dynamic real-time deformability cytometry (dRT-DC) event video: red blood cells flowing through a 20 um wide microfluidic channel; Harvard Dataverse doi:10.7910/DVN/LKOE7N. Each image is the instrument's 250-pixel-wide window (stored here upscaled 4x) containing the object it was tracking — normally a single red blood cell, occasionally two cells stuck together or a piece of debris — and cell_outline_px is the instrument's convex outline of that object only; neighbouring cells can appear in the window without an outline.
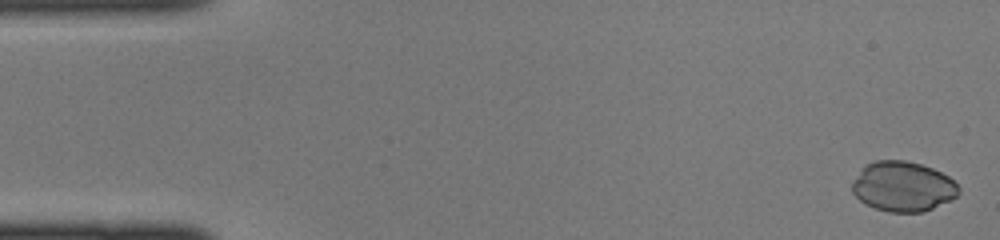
{"species": "common noctule bat (a hibernating species)", "species_latin": "Nyctalus noctula", "temperature_condition": "cold", "stored_images_in_passage": 44, "camera_frame_rate_fps": 3000, "um_per_image_px": 0.085, "animal": {"sex": "female", "body_mass_g": 22.0, "forearm_length_mm": 56.7}, "frame": {"image": 1, "passage_image": 1, "time_ms": 0.0, "image_size_px": [1000, 240], "cell_outline_px": [[960, 192], [952, 200], [924, 212], [888, 212], [864, 204], [852, 192], [852, 180], [868, 164], [876, 160], [904, 160], [920, 164], [932, 168], [948, 176], [960, 188]], "centroid_in_image_um": [76.76, 15.87], "position_along_channel_um": 8.2, "area_um2": 30.98}}